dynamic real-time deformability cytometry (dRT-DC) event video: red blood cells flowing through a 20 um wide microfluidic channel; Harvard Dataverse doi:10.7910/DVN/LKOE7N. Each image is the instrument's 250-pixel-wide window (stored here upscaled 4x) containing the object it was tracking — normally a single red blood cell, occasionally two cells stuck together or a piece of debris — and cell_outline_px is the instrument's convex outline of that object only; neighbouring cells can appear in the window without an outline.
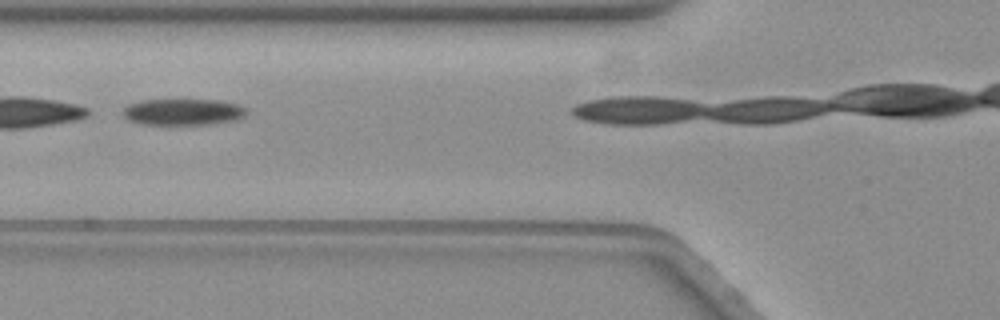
{"species": "common noctule bat (a hibernating species)", "species_latin": "Nyctalus noctula", "temperature_condition": "warm", "stored_images_in_passage": 8, "camera_frame_rate_fps": 3000, "um_per_image_px": 0.085, "animal": {"sex": "female", "body_mass_g": 19.3, "forearm_length_mm": 54.1}, "frame": {"image": 1, "passage_image": 5, "time_ms": 1.333, "image_size_px": [1000, 320], "cell_outline_px": [[248, 112], [240, 120], [212, 124], [140, 124], [128, 120], [124, 116], [124, 108], [128, 104], [140, 100], [220, 100], [236, 104], [244, 108]], "centroid_in_image_um": [15.58, 9.52], "position_along_channel_um": 110.2, "area_um2": 19.07}}